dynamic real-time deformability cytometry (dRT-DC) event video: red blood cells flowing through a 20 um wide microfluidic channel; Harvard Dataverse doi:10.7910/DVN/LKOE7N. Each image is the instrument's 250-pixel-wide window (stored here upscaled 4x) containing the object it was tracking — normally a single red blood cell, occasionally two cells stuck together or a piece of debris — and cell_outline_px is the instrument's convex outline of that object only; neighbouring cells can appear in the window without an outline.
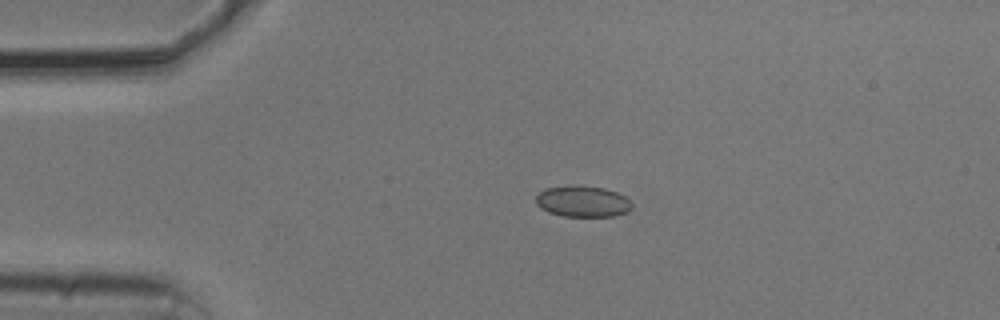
{"species": "common noctule bat (a hibernating species)", "species_latin": "Nyctalus noctula", "temperature_condition": "cold", "stored_images_in_passage": 9, "camera_frame_rate_fps": 3000, "um_per_image_px": 0.085, "animal": {"sex": "male", "body_mass_g": 20.5, "forearm_length_mm": 52.5}, "frame": {"image": 1, "passage_image": 1, "time_ms": 0.0, "image_size_px": [1000, 320], "cell_outline_px": [[632, 208], [628, 212], [616, 216], [564, 216], [548, 212], [540, 208], [536, 204], [536, 196], [544, 188], [604, 188], [616, 192], [624, 196], [632, 204]], "centroid_in_image_um": [49.55, 17.17], "position_along_channel_um": 35.5, "area_um2": 16.76}}
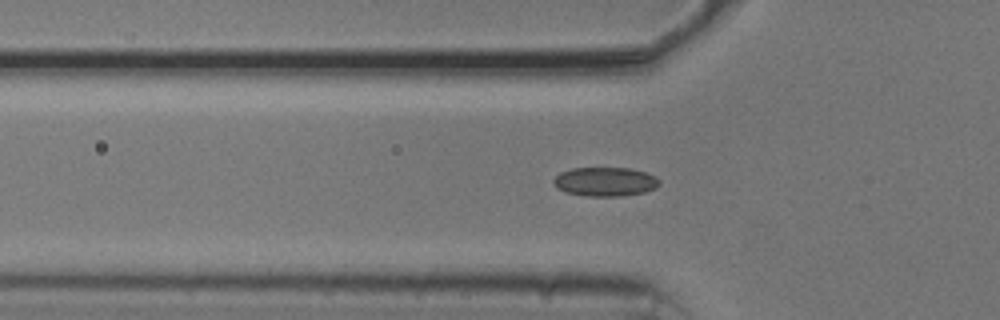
{"frame": {"image": 2, "passage_image": 7, "time_ms": 2.0, "image_size_px": [1000, 320], "cell_outline_px": [[660, 184], [656, 188], [644, 192], [624, 196], [588, 196], [564, 192], [556, 188], [552, 180], [560, 172], [572, 168], [628, 168], [644, 172], [656, 176], [660, 180]], "centroid_in_image_um": [51.43, 15.45], "position_along_channel_um": 74.4, "area_um2": 18.03}}